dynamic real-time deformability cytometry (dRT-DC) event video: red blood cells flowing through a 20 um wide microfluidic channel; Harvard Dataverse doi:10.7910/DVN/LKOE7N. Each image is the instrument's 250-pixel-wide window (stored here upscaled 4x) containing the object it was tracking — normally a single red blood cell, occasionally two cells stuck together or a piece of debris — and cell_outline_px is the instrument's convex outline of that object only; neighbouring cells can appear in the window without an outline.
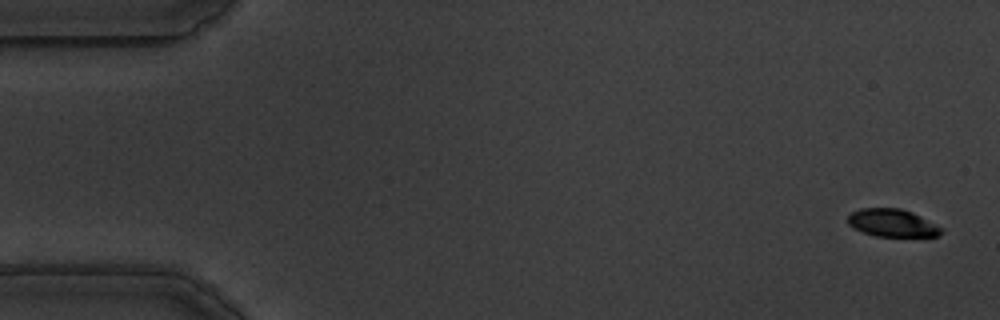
{"species": "common noctule bat (a hibernating species)", "species_latin": "Nyctalus noctula", "temperature_condition": "warm", "stored_images_in_passage": 17, "camera_frame_rate_fps": 3000, "um_per_image_px": 0.085, "animal": {"sex": "male", "body_mass_g": 19.5, "forearm_length_mm": 54.6}, "frame": {"image": 1, "passage_image": 2, "time_ms": 0.333, "image_size_px": [1000, 320], "cell_outline_px": [[944, 232], [936, 236], [876, 236], [864, 232], [848, 224], [848, 216], [852, 212], [860, 208], [900, 208], [912, 212], [944, 228]], "centroid_in_image_um": [75.88, 18.94], "position_along_channel_um": 9.1, "area_um2": 14.97}}